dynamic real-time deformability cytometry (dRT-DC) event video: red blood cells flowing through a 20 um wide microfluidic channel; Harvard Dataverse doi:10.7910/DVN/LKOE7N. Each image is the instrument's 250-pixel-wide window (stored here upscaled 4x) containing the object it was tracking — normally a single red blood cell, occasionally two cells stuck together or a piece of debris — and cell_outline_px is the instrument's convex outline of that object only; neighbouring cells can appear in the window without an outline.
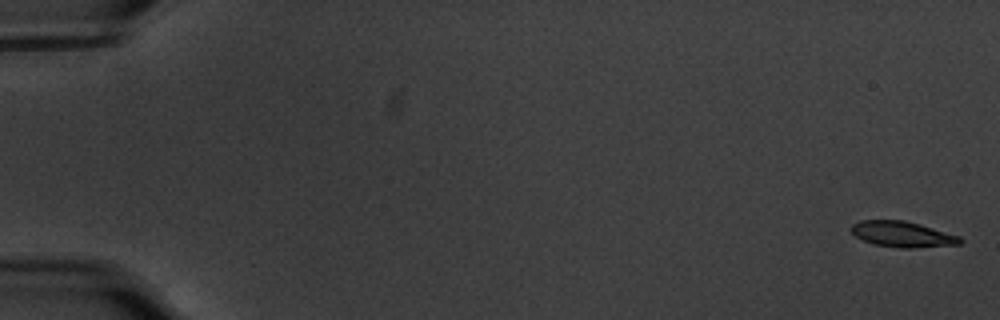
{"species": "common noctule bat (a hibernating species)", "species_latin": "Nyctalus noctula", "temperature_condition": "warm", "stored_images_in_passage": 15, "camera_frame_rate_fps": 3000, "um_per_image_px": 0.085, "animal": {"sex": "male", "body_mass_g": 20.1, "forearm_length_mm": 53.5}, "frame": {"image": 1, "passage_image": 1, "time_ms": 0.0, "image_size_px": [1000, 320], "cell_outline_px": [[964, 240], [960, 244], [912, 248], [900, 248], [872, 244], [856, 236], [848, 228], [852, 224], [860, 220], [904, 220], [920, 224], [960, 236]], "centroid_in_image_um": [76.69, 19.91], "position_along_channel_um": 8.3, "area_um2": 16.42}}